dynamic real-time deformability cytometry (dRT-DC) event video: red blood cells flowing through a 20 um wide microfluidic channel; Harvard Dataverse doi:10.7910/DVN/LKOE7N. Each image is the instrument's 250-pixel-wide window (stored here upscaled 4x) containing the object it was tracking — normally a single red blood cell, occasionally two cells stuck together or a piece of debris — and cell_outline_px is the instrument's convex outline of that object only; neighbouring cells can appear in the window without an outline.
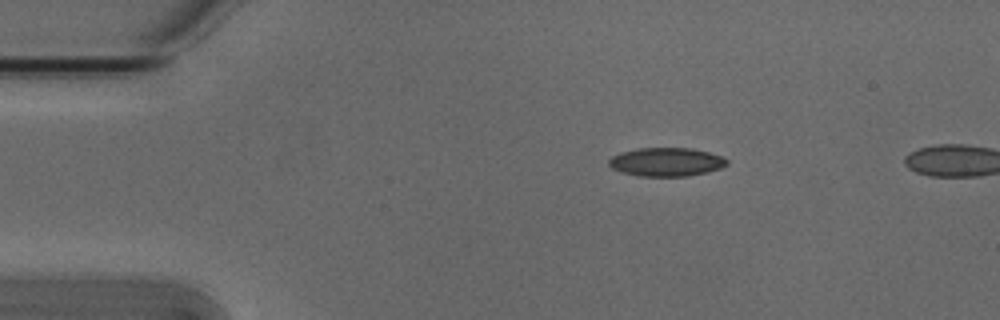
{"species": "Egyptian fruit bat (a non-hibernating species)", "species_latin": "Rousettus aegyptiacus", "temperature_condition": "cold", "stored_images_in_passage": 3, "camera_frame_rate_fps": 3000, "um_per_image_px": 0.085, "animal": {"sex": "male"}, "frame": {"image": 1, "passage_image": 1, "time_ms": 0.0, "image_size_px": [1000, 320], "cell_outline_px": [[728, 164], [720, 168], [708, 172], [688, 176], [640, 176], [624, 172], [612, 168], [608, 164], [608, 160], [612, 156], [620, 152], [636, 148], [692, 148], [708, 152], [720, 156], [728, 160]], "centroid_in_image_um": [56.63, 13.76], "position_along_channel_um": 28.4, "area_um2": 19.65}}